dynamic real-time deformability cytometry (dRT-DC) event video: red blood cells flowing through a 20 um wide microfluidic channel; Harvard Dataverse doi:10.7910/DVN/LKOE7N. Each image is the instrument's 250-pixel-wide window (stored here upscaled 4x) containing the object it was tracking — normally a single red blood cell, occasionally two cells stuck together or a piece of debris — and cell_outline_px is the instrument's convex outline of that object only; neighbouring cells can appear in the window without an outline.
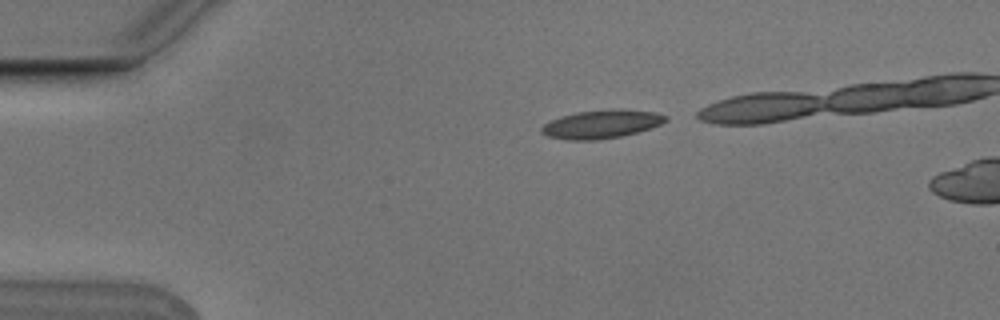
{"species": "Egyptian fruit bat (a non-hibernating species)", "species_latin": "Rousettus aegyptiacus", "temperature_condition": "cold", "stored_images_in_passage": 3, "camera_frame_rate_fps": 3000, "um_per_image_px": 0.085, "animal": {"sex": "male"}, "frame": {"image": 1, "passage_image": 1, "time_ms": 0.0, "image_size_px": [1000, 320], "cell_outline_px": [[668, 120], [660, 124], [636, 132], [620, 136], [596, 140], [568, 140], [548, 136], [540, 132], [540, 128], [544, 124], [560, 116], [576, 112], [652, 112], [668, 116]], "centroid_in_image_um": [51.02, 10.61], "position_along_channel_um": 34.0, "area_um2": 19.31}}